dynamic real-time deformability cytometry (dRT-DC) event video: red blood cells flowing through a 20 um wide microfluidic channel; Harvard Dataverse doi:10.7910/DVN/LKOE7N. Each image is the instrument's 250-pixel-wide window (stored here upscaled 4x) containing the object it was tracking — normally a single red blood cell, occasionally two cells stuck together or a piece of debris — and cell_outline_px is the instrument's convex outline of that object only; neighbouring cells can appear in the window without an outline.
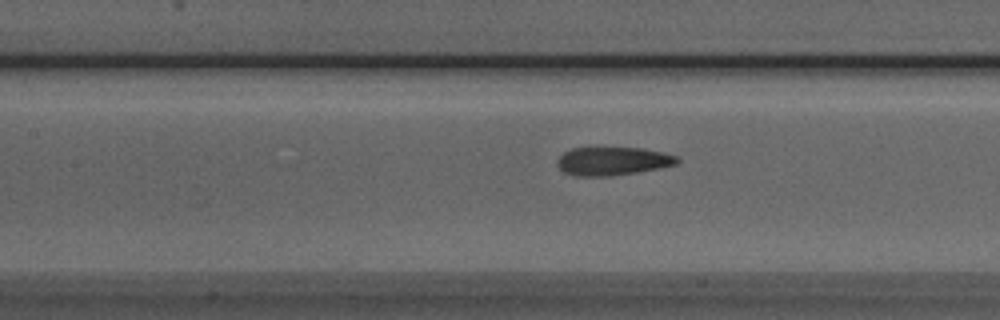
{"species": "Egyptian fruit bat (a non-hibernating species)", "species_latin": "Rousettus aegyptiacus", "temperature_condition": "room temperature", "stored_images_in_passage": 31, "camera_frame_rate_fps": 3000, "um_per_image_px": 0.085, "animal": {"sex": "male"}, "frame": {"image": 1, "passage_image": 9, "time_ms": 2.667, "image_size_px": [1000, 320], "cell_outline_px": [[680, 160], [676, 164], [636, 172], [608, 176], [572, 176], [564, 172], [556, 164], [556, 160], [564, 152], [572, 148], [592, 144], [644, 148], [664, 152], [676, 156]], "centroid_in_image_um": [52.0, 13.63], "position_along_channel_um": 155.4, "area_um2": 20.75}}
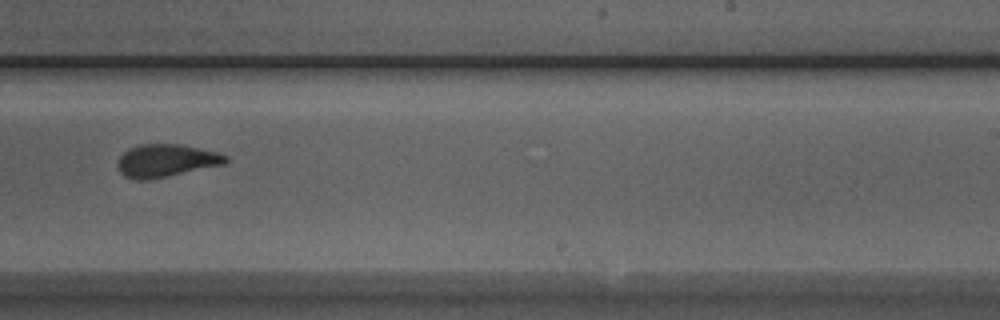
{"frame": {"image": 2, "passage_image": 18, "time_ms": 5.667, "image_size_px": [1000, 320], "cell_outline_px": [[228, 160], [224, 164], [148, 180], [136, 180], [124, 176], [120, 172], [116, 164], [120, 156], [128, 148], [140, 144], [180, 144], [216, 152], [228, 156]], "centroid_in_image_um": [14.07, 13.65], "position_along_channel_um": 274.9, "area_um2": 20.52}}
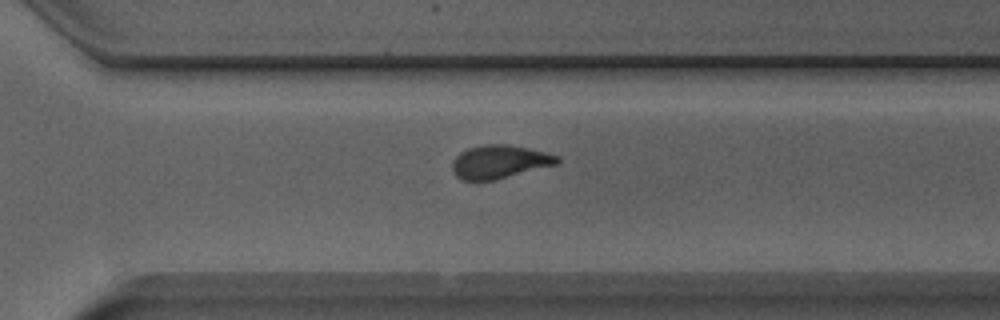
{"frame": {"image": 3, "passage_image": 22, "time_ms": 7.0, "image_size_px": [1000, 320], "cell_outline_px": [[560, 164], [496, 180], [460, 180], [452, 172], [452, 160], [460, 152], [468, 148], [484, 144], [504, 144], [528, 148], [560, 156]], "centroid_in_image_um": [42.47, 13.76], "position_along_channel_um": 328.1, "area_um2": 20.69}, "authors_computed_cell_mechanics": {"area_um2": 20.6346, "velocity_mm_per_s": 3.9975, "shape_relaxation_time_tau1_ms": 6.6861, "shape_relaxation_time_tau2_ms": 1.5406, "deformation_change_tau1": 0.1818, "deformation_change_tau2": 0.0738}}